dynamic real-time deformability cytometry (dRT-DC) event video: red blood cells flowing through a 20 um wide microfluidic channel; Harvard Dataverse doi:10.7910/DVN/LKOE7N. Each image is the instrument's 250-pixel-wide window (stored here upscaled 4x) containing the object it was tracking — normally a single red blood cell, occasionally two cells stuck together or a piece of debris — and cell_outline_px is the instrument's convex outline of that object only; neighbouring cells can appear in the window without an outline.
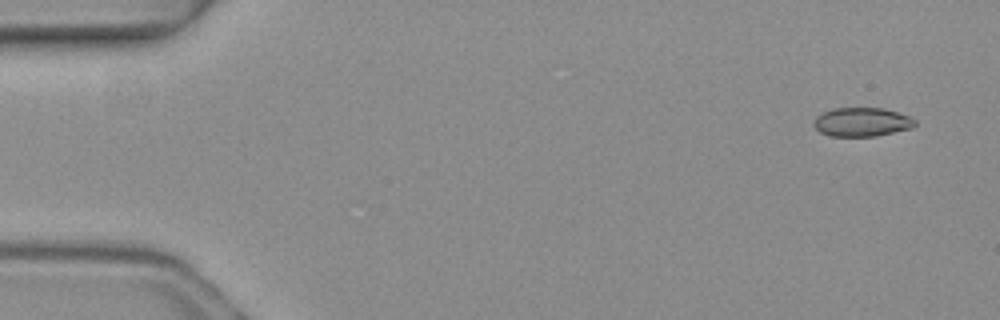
{"species": "common noctule bat (a hibernating species)", "species_latin": "Nyctalus noctula", "temperature_condition": "warm", "stored_images_in_passage": 4, "camera_frame_rate_fps": 3000, "um_per_image_px": 0.085, "animal": {"sex": "female", "body_mass_g": 19.3, "forearm_length_mm": 54.1}, "frame": {"image": 1, "passage_image": 1, "time_ms": 0.0, "image_size_px": [1000, 320], "cell_outline_px": [[916, 124], [912, 128], [876, 136], [832, 136], [820, 132], [812, 124], [816, 116], [820, 112], [832, 108], [884, 108], [908, 116], [916, 120]], "centroid_in_image_um": [73.23, 10.36], "position_along_channel_um": 11.8, "area_um2": 17.11}}
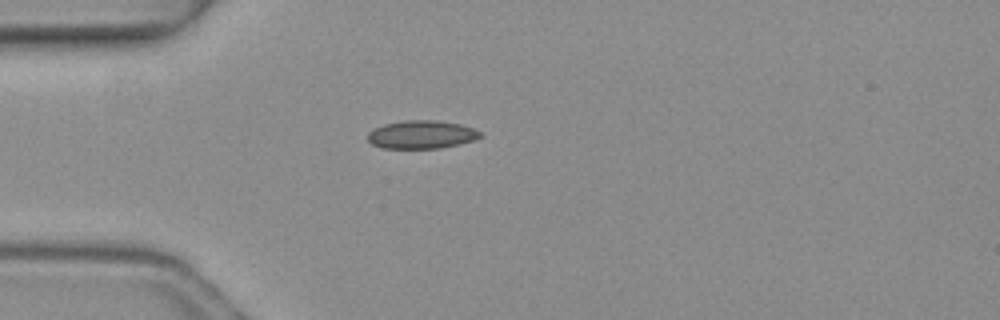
{"frame": {"image": 2, "passage_image": 4, "time_ms": 1.0, "image_size_px": [1000, 320], "cell_outline_px": [[484, 136], [460, 144], [440, 148], [384, 148], [372, 144], [368, 140], [368, 132], [384, 124], [404, 120], [436, 120], [460, 124], [472, 128], [480, 132]], "centroid_in_image_um": [35.84, 11.43], "position_along_channel_um": 49.2, "area_um2": 18.38}}